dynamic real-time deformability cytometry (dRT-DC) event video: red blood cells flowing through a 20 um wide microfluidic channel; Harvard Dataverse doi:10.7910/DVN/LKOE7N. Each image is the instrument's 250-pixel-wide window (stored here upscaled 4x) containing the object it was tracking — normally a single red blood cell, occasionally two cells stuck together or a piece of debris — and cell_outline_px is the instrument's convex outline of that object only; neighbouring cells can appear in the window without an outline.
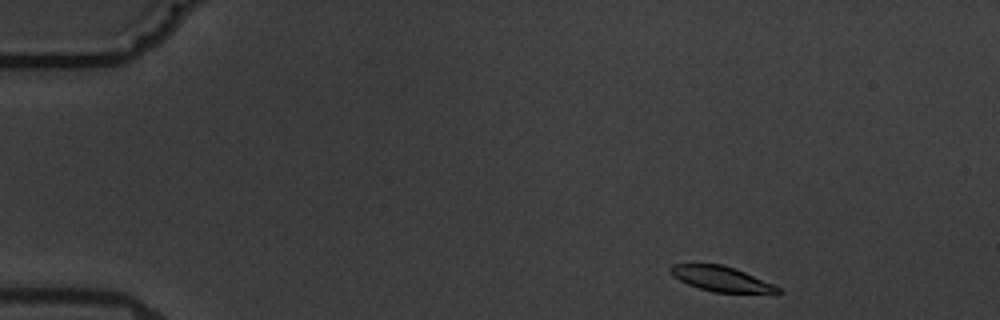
{"species": "common noctule bat (a hibernating species)", "species_latin": "Nyctalus noctula", "temperature_condition": "warm", "stored_images_in_passage": 4, "camera_frame_rate_fps": 3000, "um_per_image_px": 0.085, "animal": {"sex": "male", "body_mass_g": 19.5, "forearm_length_mm": 54.6}, "frame": {"image": 1, "passage_image": 1, "time_ms": 0.0, "image_size_px": [1000, 320], "cell_outline_px": [[780, 292], [776, 296], [712, 292], [688, 284], [672, 276], [668, 272], [668, 268], [672, 264], [724, 264], [744, 272], [772, 284], [780, 288]], "centroid_in_image_um": [61.38, 23.75], "position_along_channel_um": 23.6, "area_um2": 16.3}}
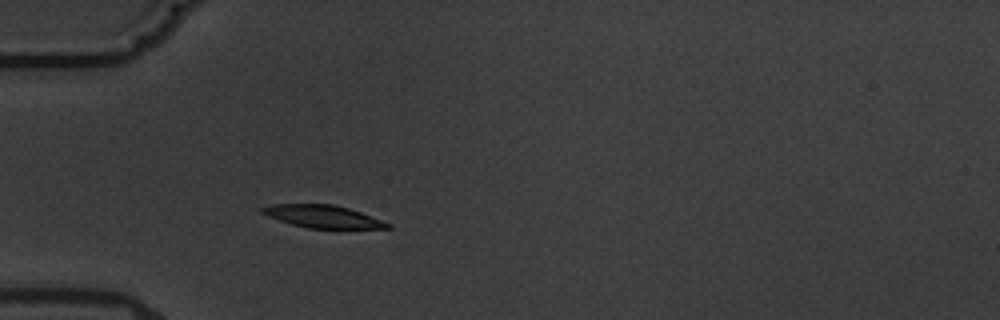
{"frame": {"image": 2, "passage_image": 4, "time_ms": 3.333, "image_size_px": [1000, 320], "cell_outline_px": [[392, 228], [308, 228], [292, 224], [268, 216], [260, 212], [260, 208], [272, 204], [332, 204], [348, 208], [360, 212], [392, 224]], "centroid_in_image_um": [27.43, 18.39], "position_along_channel_um": 57.6, "area_um2": 16.3}}